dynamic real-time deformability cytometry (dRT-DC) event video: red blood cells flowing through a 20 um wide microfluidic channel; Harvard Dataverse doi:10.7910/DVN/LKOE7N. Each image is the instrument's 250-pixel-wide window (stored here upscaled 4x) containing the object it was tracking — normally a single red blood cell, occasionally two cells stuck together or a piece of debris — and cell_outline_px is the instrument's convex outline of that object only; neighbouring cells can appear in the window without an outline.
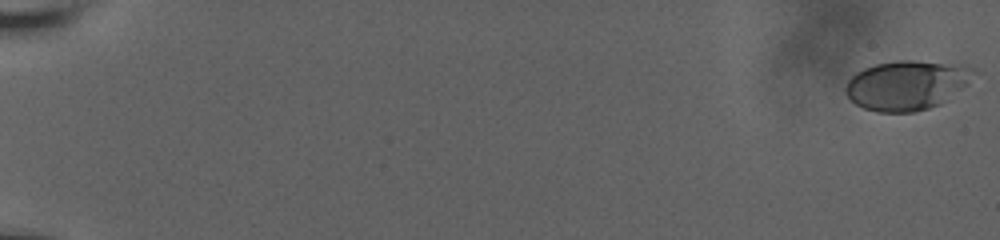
{"species": "human", "species_latin": "Homo sapiens", "temperature_condition": "room temperature", "stored_images_in_passage": 58, "camera_frame_rate_fps": 3000, "um_per_image_px": 0.085, "donor": {"sex": "male"}, "frame": {"image": 1, "passage_image": 1, "time_ms": 0.0, "image_size_px": [1000, 240], "cell_outline_px": [[980, 72], [968, 84], [940, 104], [928, 108], [912, 112], [876, 112], [864, 108], [856, 104], [844, 92], [844, 88], [848, 80], [856, 72], [864, 68], [876, 64], [896, 60], [912, 60], [960, 64], [976, 68]], "centroid_in_image_um": [77.12, 7.22], "position_along_channel_um": 7.9, "area_um2": 37.34}}
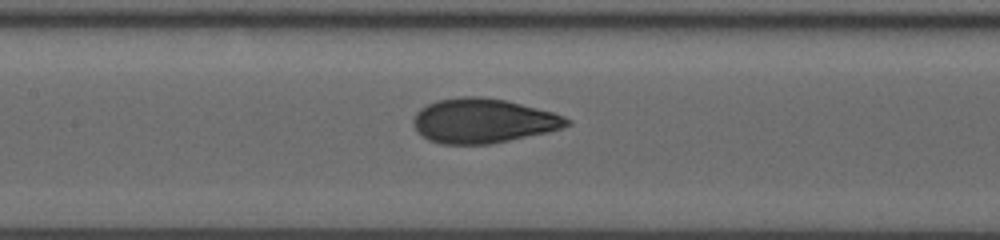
{"frame": {"image": 2, "passage_image": 31, "time_ms": 10.0, "image_size_px": [1000, 240], "cell_outline_px": [[572, 124], [548, 132], [492, 144], [440, 144], [428, 140], [416, 128], [412, 120], [416, 112], [420, 108], [436, 100], [460, 96], [484, 96], [508, 100], [552, 112], [564, 116], [572, 120]], "centroid_in_image_um": [41.08, 10.26], "position_along_channel_um": 166.3, "area_um2": 40.06}}
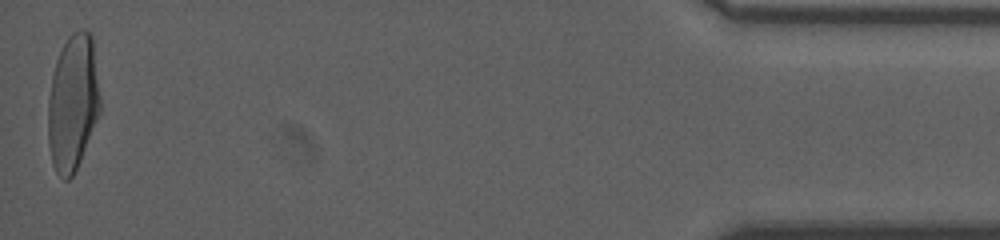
{"frame": {"image": 3, "passage_image": 58, "time_ms": 19.0, "image_size_px": [1000, 240], "cell_outline_px": [[100, 112], [80, 160], [72, 176], [68, 180], [64, 180], [56, 172], [52, 164], [48, 140], [48, 100], [52, 76], [56, 60], [68, 36], [72, 32], [80, 28], [84, 28], [92, 36], [100, 96]], "centroid_in_image_um": [6.19, 8.71], "position_along_channel_um": 429.0, "area_um2": 41.27}, "authors_computed_cell_mechanics": {"area_um2": 38.8127, "velocity_mm_per_s": 3.8235, "shape_relaxation_time_tau1_ms": 5.5147, "shape_relaxation_time_tau2_ms": null, "deformation_change_tau1": 0.2158, "deformation_change_tau2": null}}